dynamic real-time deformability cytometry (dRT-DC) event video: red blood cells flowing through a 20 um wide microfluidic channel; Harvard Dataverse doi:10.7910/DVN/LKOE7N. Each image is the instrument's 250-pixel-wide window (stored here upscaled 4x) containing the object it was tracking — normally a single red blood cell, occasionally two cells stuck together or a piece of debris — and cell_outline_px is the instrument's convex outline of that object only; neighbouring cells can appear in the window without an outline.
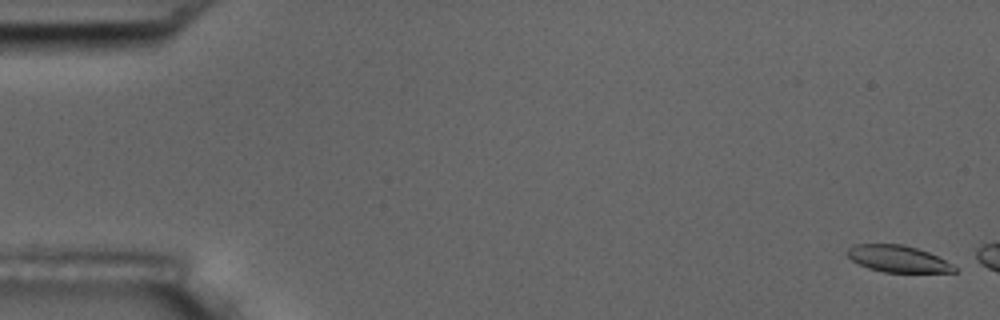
{"species": "common noctule bat (a hibernating species)", "species_latin": "Nyctalus noctula", "temperature_condition": "room temperature", "stored_images_in_passage": 3, "camera_frame_rate_fps": 3000, "um_per_image_px": 0.085, "animal": {"sex": "male", "body_mass_g": 17.5, "forearm_length_mm": 52.3}, "frame": {"image": 1, "passage_image": 1, "time_ms": 0.0, "image_size_px": [1000, 320], "cell_outline_px": [[960, 268], [956, 272], [884, 272], [868, 268], [852, 260], [848, 256], [848, 248], [856, 244], [904, 244], [928, 252]], "centroid_in_image_um": [76.35, 22.0], "position_along_channel_um": 8.6, "area_um2": 16.53}}